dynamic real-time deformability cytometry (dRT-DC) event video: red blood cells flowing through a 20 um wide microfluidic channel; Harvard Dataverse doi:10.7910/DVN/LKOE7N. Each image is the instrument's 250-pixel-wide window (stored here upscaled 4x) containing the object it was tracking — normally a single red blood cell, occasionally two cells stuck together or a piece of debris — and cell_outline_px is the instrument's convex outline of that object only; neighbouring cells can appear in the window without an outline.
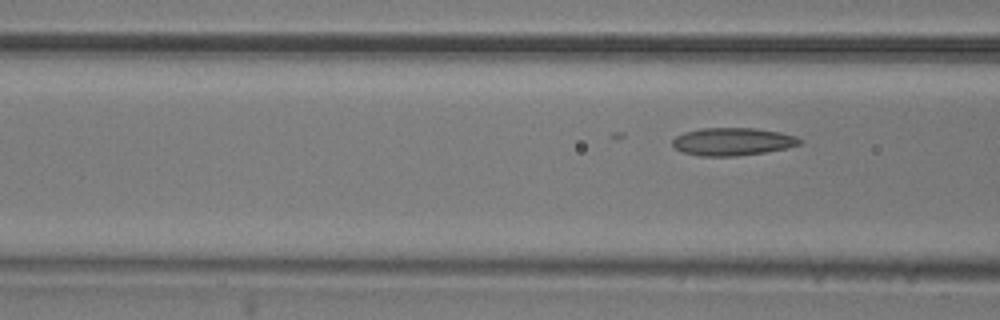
{"species": "common noctule bat (a hibernating species)", "species_latin": "Nyctalus noctula", "temperature_condition": "room temperature", "stored_images_in_passage": 54, "camera_frame_rate_fps": 3000, "um_per_image_px": 0.085, "animal": {"sex": "male", "body_mass_g": 20.5, "forearm_length_mm": 52.5}, "frame": {"image": 1, "passage_image": 20, "time_ms": 6.333, "image_size_px": [1000, 320], "cell_outline_px": [[804, 140], [800, 144], [788, 148], [764, 152], [736, 156], [700, 156], [680, 152], [672, 144], [672, 140], [676, 136], [684, 132], [700, 128], [756, 128], [780, 132], [796, 136]], "centroid_in_image_um": [62.27, 12.03], "position_along_channel_um": 104.3, "area_um2": 20.75}}
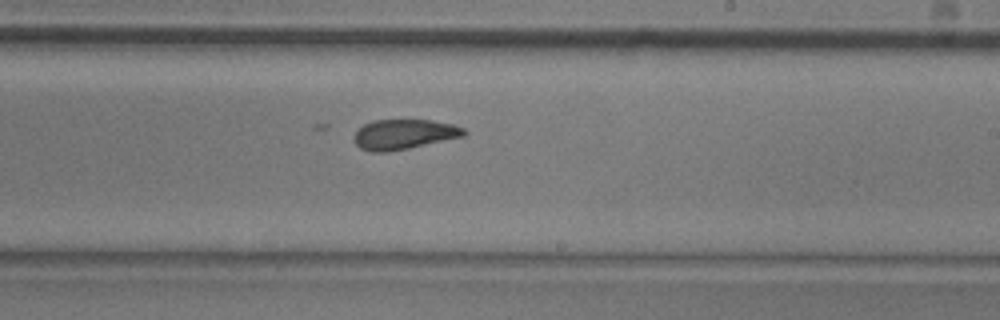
{"frame": {"image": 2, "passage_image": 32, "time_ms": 10.333, "image_size_px": [1000, 320], "cell_outline_px": [[468, 132], [464, 136], [408, 148], [388, 152], [372, 152], [360, 148], [352, 140], [352, 136], [364, 124], [372, 120], [432, 120], [452, 124], [464, 128]], "centroid_in_image_um": [34.31, 11.41], "position_along_channel_um": 254.7, "area_um2": 19.25}}
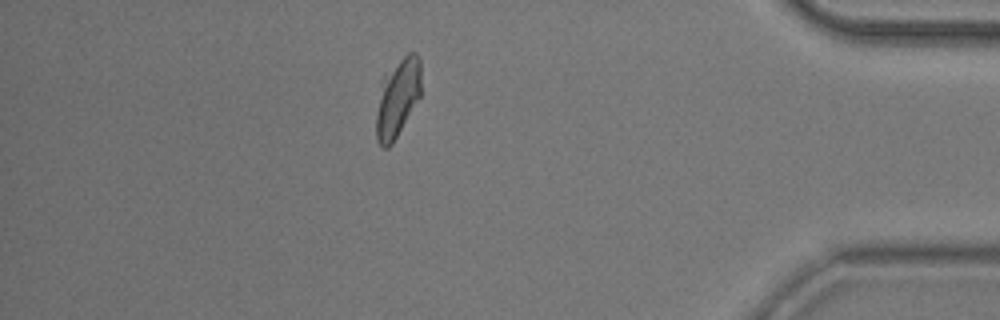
{"frame": {"image": 3, "passage_image": 47, "time_ms": 15.333, "image_size_px": [1000, 320], "cell_outline_px": [[420, 96], [392, 144], [388, 148], [384, 148], [376, 140], [376, 116], [380, 80], [408, 52], [416, 52], [420, 60]], "centroid_in_image_um": [33.77, 8.33], "position_along_channel_um": 401.4, "area_um2": 20.29}}